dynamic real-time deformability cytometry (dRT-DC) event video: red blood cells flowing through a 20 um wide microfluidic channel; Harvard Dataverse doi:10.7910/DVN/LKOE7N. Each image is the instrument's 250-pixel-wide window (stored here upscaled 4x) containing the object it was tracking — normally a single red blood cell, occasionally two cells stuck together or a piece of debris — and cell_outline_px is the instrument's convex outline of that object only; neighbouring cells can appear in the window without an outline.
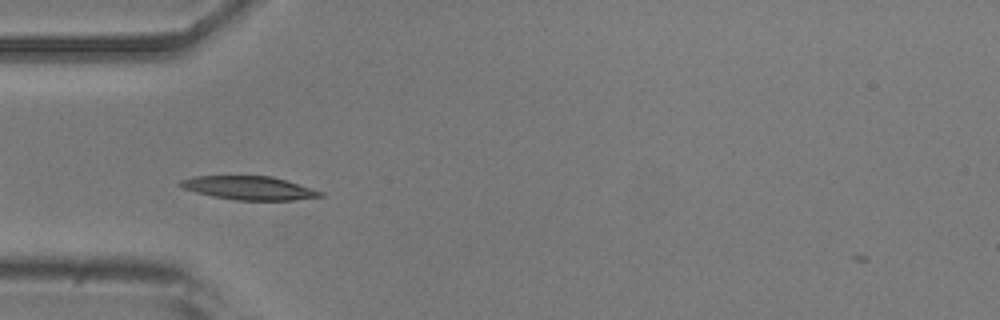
{"species": "common noctule bat (a hibernating species)", "species_latin": "Nyctalus noctula", "temperature_condition": "room temperature", "stored_images_in_passage": 2, "camera_frame_rate_fps": 3000, "um_per_image_px": 0.085, "animal": {"sex": "male", "body_mass_g": 20.5, "forearm_length_mm": 52.5}, "frame": {"image": 1, "passage_image": 1, "time_ms": 0.0, "image_size_px": [1000, 320], "cell_outline_px": [[324, 196], [292, 200], [236, 200], [212, 196], [196, 192], [184, 188], [176, 184], [180, 180], [192, 176], [272, 176], [324, 192]], "centroid_in_image_um": [21.15, 15.97], "position_along_channel_um": 63.9, "area_um2": 19.13}}
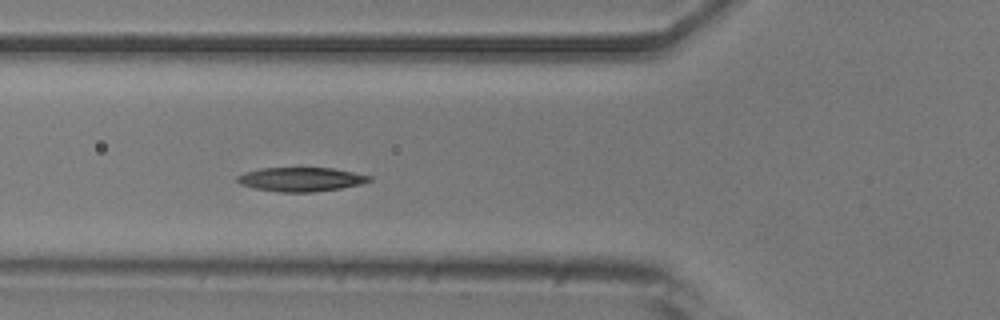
{"frame": {"image": 2, "passage_image": 2, "time_ms": 1.0, "image_size_px": [1000, 320], "cell_outline_px": [[372, 180], [360, 184], [340, 188], [312, 192], [280, 192], [256, 188], [240, 184], [236, 180], [236, 176], [244, 172], [260, 168], [332, 168], [372, 176]], "centroid_in_image_um": [25.56, 15.24], "position_along_channel_um": 100.2, "area_um2": 18.38}}